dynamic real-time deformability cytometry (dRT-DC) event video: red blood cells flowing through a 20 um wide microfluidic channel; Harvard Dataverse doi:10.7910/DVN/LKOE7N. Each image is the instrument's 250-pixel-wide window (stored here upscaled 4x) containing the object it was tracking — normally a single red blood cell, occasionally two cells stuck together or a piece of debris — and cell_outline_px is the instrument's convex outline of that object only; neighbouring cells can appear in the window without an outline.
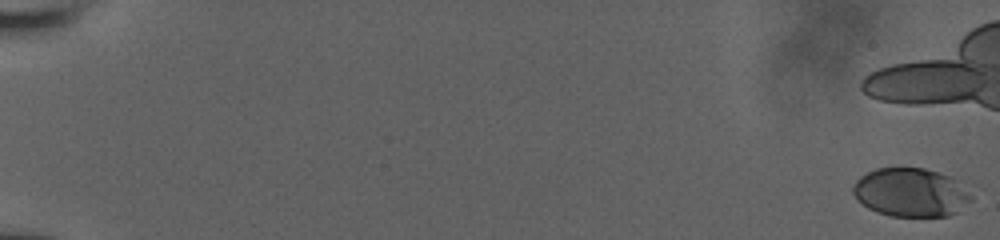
{"species": "human", "species_latin": "Homo sapiens", "temperature_condition": "room temperature", "stored_images_in_passage": 19, "camera_frame_rate_fps": 3000, "um_per_image_px": 0.085, "donor": {"sex": "male"}, "frame": {"image": 1, "passage_image": 1, "time_ms": 0.0, "image_size_px": [1000, 240], "cell_outline_px": [[972, 200], [956, 212], [948, 216], [892, 216], [876, 212], [868, 208], [856, 200], [852, 192], [852, 184], [860, 176], [876, 168], [924, 168], [948, 176], [972, 196]], "centroid_in_image_um": [77.33, 16.37], "position_along_channel_um": 7.7, "area_um2": 33.18}}